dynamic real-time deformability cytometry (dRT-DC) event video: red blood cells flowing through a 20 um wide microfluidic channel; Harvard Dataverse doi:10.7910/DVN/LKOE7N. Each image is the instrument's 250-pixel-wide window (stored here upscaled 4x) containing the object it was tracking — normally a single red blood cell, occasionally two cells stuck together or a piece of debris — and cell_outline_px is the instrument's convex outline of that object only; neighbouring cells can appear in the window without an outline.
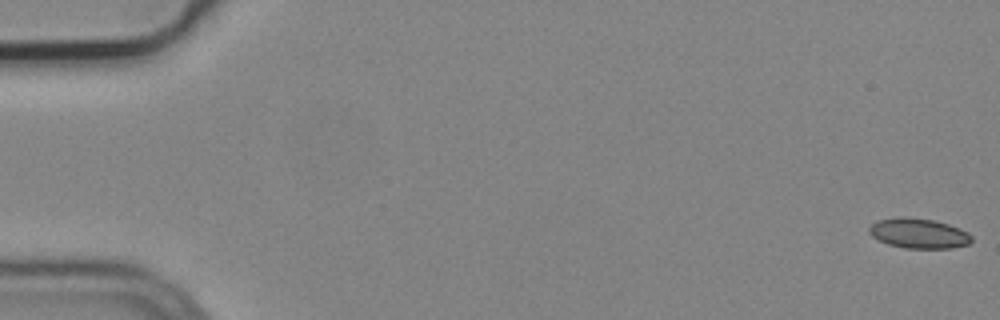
{"species": "common noctule bat (a hibernating species)", "species_latin": "Nyctalus noctula", "temperature_condition": "cold", "stored_images_in_passage": 6, "camera_frame_rate_fps": 3000, "um_per_image_px": 0.085, "animal": {"sex": "male", "body_mass_g": 19.2, "forearm_length_mm": 51.8}, "frame": {"image": 1, "passage_image": 1, "time_ms": 0.0, "image_size_px": [1000, 320], "cell_outline_px": [[972, 240], [968, 244], [952, 248], [904, 248], [888, 244], [872, 236], [868, 232], [868, 228], [876, 220], [896, 216], [904, 216], [932, 220], [948, 224], [960, 228], [968, 232], [972, 236]], "centroid_in_image_um": [78.07, 19.82], "position_along_channel_um": 6.9, "area_um2": 18.03}}
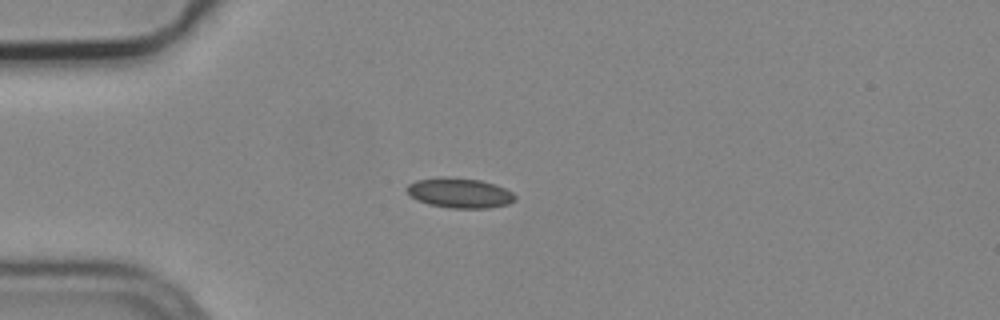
{"frame": {"image": 2, "passage_image": 5, "time_ms": 1.333, "image_size_px": [1000, 320], "cell_outline_px": [[516, 200], [508, 204], [488, 208], [448, 208], [428, 204], [416, 200], [404, 188], [408, 184], [416, 180], [440, 176], [448, 176], [480, 180], [496, 184], [512, 192], [516, 196]], "centroid_in_image_um": [39.05, 16.39], "position_along_channel_um": 45.9, "area_um2": 19.19}}
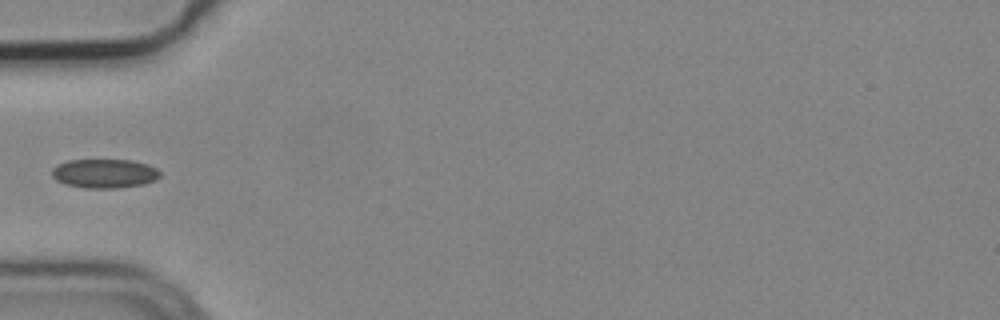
{"frame": {"image": 3, "passage_image": 6, "time_ms": 1.667, "image_size_px": [1000, 320], "cell_outline_px": [[160, 176], [156, 180], [144, 184], [116, 188], [84, 188], [64, 184], [56, 180], [52, 176], [52, 168], [56, 164], [68, 160], [132, 160], [148, 164], [156, 168], [160, 172]], "centroid_in_image_um": [8.87, 14.74], "position_along_channel_um": 76.1, "area_um2": 18.5}}